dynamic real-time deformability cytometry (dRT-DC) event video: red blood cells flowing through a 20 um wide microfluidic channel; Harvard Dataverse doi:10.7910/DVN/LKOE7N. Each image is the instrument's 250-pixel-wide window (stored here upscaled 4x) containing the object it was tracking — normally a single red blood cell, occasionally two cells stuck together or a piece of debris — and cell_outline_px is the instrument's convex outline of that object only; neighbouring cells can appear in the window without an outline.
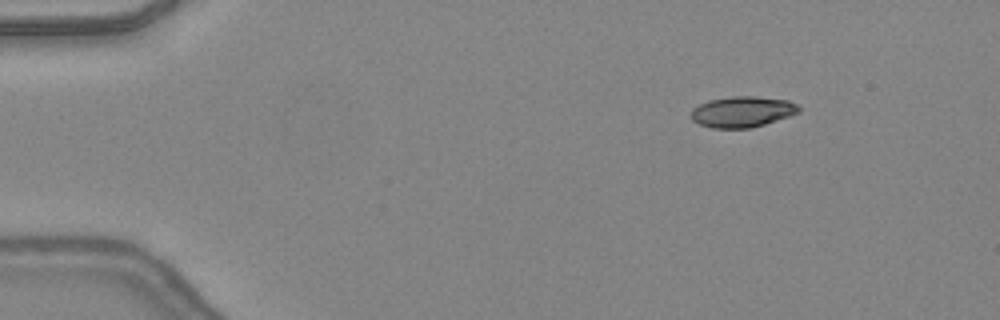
{"species": "common noctule bat (a hibernating species)", "species_latin": "Nyctalus noctula", "temperature_condition": "warm", "stored_images_in_passage": 10, "camera_frame_rate_fps": 3000, "um_per_image_px": 0.085, "animal": {"sex": "female", "body_mass_g": 24.6, "forearm_length_mm": 56.2}, "frame": {"image": 1, "passage_image": 1, "time_ms": 0.0, "image_size_px": [1000, 320], "cell_outline_px": [[800, 112], [764, 124], [748, 128], [712, 128], [700, 124], [692, 120], [692, 108], [708, 100], [732, 96], [756, 96], [788, 100], [796, 104], [800, 108]], "centroid_in_image_um": [63.09, 9.49], "position_along_channel_um": 21.9, "area_um2": 19.25}}